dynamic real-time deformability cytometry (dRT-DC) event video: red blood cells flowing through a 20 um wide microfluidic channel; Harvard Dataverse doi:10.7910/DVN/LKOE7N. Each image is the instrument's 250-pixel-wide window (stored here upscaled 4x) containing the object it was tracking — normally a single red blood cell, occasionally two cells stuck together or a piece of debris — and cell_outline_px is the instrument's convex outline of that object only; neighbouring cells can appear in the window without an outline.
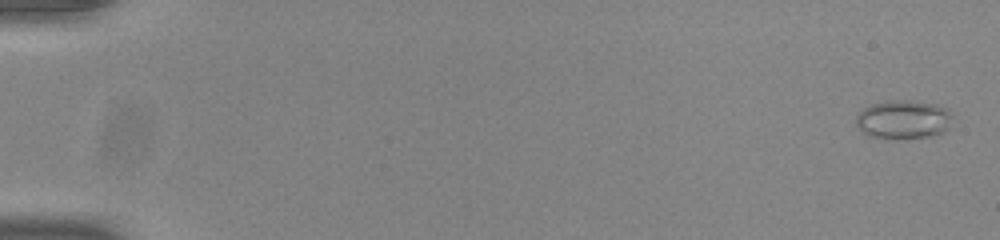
{"species": "common noctule bat (a hibernating species)", "species_latin": "Nyctalus noctula", "temperature_condition": "room temperature", "stored_images_in_passage": 54, "camera_frame_rate_fps": 3000, "um_per_image_px": 0.085, "animal": {"sex": "male", "body_mass_g": 20.0, "forearm_length_mm": 53.3}, "frame": {"image": 1, "passage_image": 2, "time_ms": 0.333, "image_size_px": [1000, 240], "cell_outline_px": [[952, 116], [948, 128], [944, 132], [932, 136], [868, 136], [856, 128], [856, 116], [864, 108], [872, 104], [888, 100], [908, 100], [936, 104], [948, 108]], "centroid_in_image_um": [76.79, 10.11], "position_along_channel_um": 8.2, "area_um2": 21.33}}
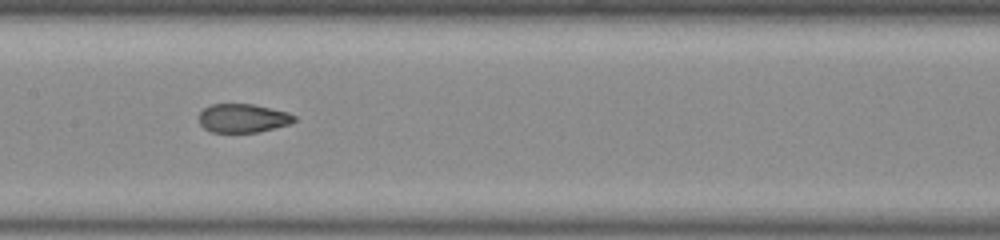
{"frame": {"image": 2, "passage_image": 29, "time_ms": 9.333, "image_size_px": [1000, 240], "cell_outline_px": [[296, 120], [288, 124], [260, 132], [212, 132], [204, 128], [200, 124], [200, 112], [204, 108], [212, 104], [252, 104], [288, 112], [296, 116]], "centroid_in_image_um": [20.65, 10.04], "position_along_channel_um": 186.7, "area_um2": 15.84}}
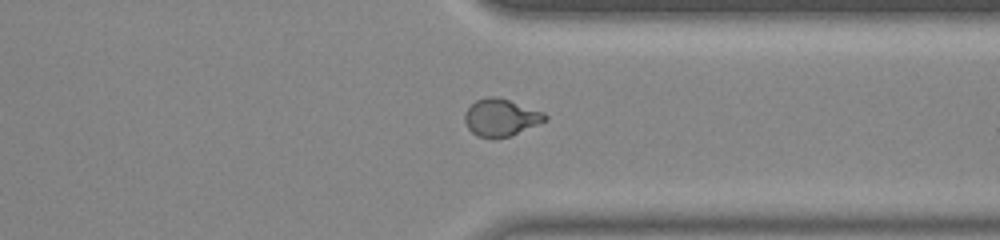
{"frame": {"image": 3, "passage_image": 43, "time_ms": 14.0, "image_size_px": [1000, 240], "cell_outline_px": [[548, 120], [508, 136], [476, 136], [468, 128], [464, 120], [464, 116], [468, 108], [476, 100], [488, 96], [496, 96], [544, 112], [548, 116]], "centroid_in_image_um": [42.58, 9.96], "position_along_channel_um": 368.8, "area_um2": 16.99}, "authors_computed_cell_mechanics": {"area_um2": 17.5134, "velocity_mm_per_s": 3.8981, "shape_relaxation_time_tau1_ms": null, "shape_relaxation_time_tau2_ms": 0.9597, "deformation_change_tau1": null, "deformation_change_tau2": 0.0662}}